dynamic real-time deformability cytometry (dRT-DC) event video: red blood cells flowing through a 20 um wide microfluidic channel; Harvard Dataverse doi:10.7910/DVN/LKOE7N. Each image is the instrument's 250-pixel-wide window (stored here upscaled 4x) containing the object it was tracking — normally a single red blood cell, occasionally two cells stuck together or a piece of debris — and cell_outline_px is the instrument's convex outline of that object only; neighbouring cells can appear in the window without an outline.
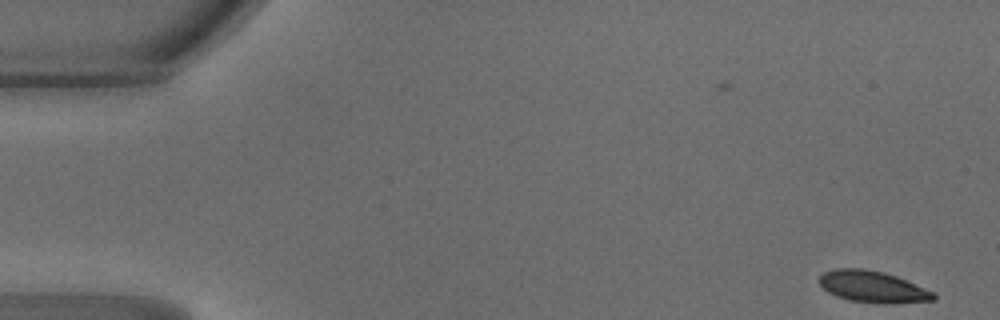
{"species": "common noctule bat (a hibernating species)", "species_latin": "Nyctalus noctula", "temperature_condition": "warm", "stored_images_in_passage": 47, "camera_frame_rate_fps": 3000, "um_per_image_px": 0.085, "animal": {"sex": "male", "body_mass_g": 18.8}, "frame": {"image": 1, "passage_image": 1, "time_ms": 0.0, "image_size_px": [1000, 320], "cell_outline_px": [[936, 300], [892, 304], [884, 304], [848, 300], [836, 296], [828, 292], [816, 280], [824, 272], [836, 268], [864, 268], [884, 272], [896, 276], [932, 292], [936, 296]], "centroid_in_image_um": [74.14, 24.38], "position_along_channel_um": 10.9, "area_um2": 21.04}}
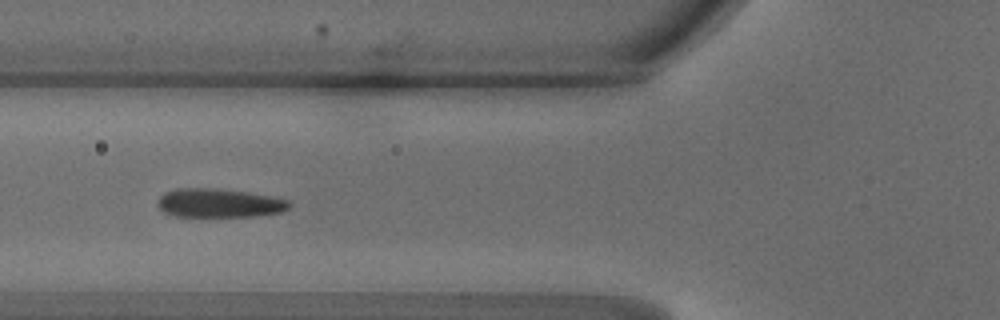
{"frame": {"image": 2, "passage_image": 17, "time_ms": 5.333, "image_size_px": [1000, 320], "cell_outline_px": [[292, 204], [288, 208], [280, 212], [256, 216], [172, 216], [164, 212], [156, 204], [160, 196], [164, 192], [176, 188], [216, 188], [248, 192], [272, 196], [288, 200]], "centroid_in_image_um": [18.6, 17.25], "position_along_channel_um": 107.2, "area_um2": 22.2}}
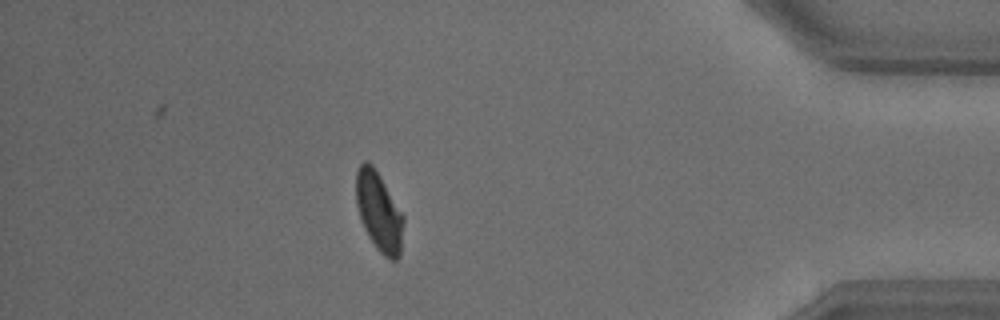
{"frame": {"image": 3, "passage_image": 41, "time_ms": 13.333, "image_size_px": [1000, 320], "cell_outline_px": [[404, 220], [400, 256], [396, 260], [388, 260], [376, 248], [368, 236], [364, 228], [356, 204], [356, 172], [360, 164], [364, 160], [368, 160], [372, 164], [380, 176], [404, 216]], "centroid_in_image_um": [32.21, 18.0], "position_along_channel_um": 403.0, "area_um2": 21.91}, "authors_computed_cell_mechanics": {"area_um2": 22.3108, "velocity_mm_per_s": 4.2191, "shape_relaxation_time_tau1_ms": 3.0836, "shape_relaxation_time_tau2_ms": 0.9423, "deformation_change_tau1": 0.1201, "deformation_change_tau2": 0.0572}}